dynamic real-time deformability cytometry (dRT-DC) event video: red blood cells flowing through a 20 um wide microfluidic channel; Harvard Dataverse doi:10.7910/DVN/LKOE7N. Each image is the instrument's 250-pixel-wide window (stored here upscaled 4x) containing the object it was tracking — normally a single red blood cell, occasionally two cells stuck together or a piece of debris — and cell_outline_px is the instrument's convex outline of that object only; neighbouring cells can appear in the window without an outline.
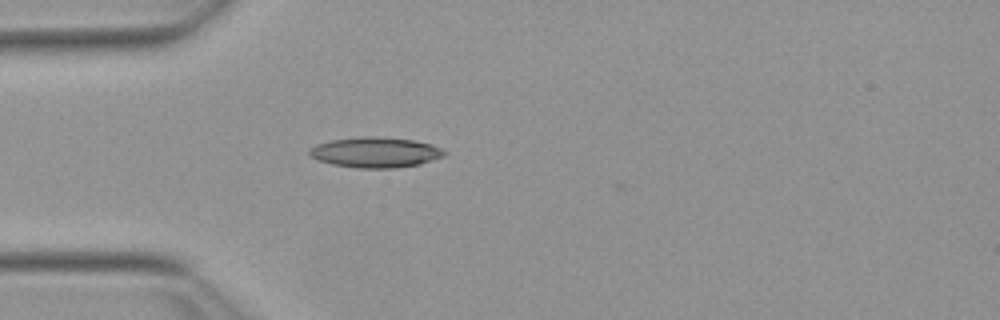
{"species": "Egyptian fruit bat (a non-hibernating species)", "species_latin": "Rousettus aegyptiacus", "temperature_condition": "warm", "stored_images_in_passage": 39, "camera_frame_rate_fps": 3000, "um_per_image_px": 0.085, "animal": {"sex": "female"}, "frame": {"image": 1, "passage_image": 1, "time_ms": 0.0, "image_size_px": [1000, 320], "cell_outline_px": [[448, 152], [444, 156], [420, 164], [392, 168], [356, 168], [332, 164], [320, 160], [312, 156], [308, 152], [316, 144], [332, 140], [360, 136], [380, 136], [412, 140], [432, 144]], "centroid_in_image_um": [31.94, 12.94], "position_along_channel_um": 53.1, "area_um2": 23.81}}
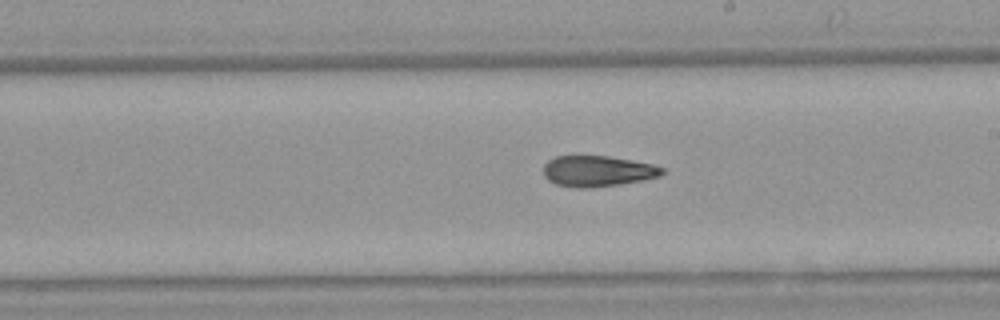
{"frame": {"image": 2, "passage_image": 16, "time_ms": 5.0, "image_size_px": [1000, 320], "cell_outline_px": [[664, 172], [660, 176], [644, 180], [620, 184], [592, 188], [576, 188], [556, 184], [548, 180], [544, 176], [544, 164], [548, 160], [556, 156], [608, 156], [632, 160], [652, 164], [664, 168]], "centroid_in_image_um": [50.79, 14.55], "position_along_channel_um": 238.2, "area_um2": 21.44}}
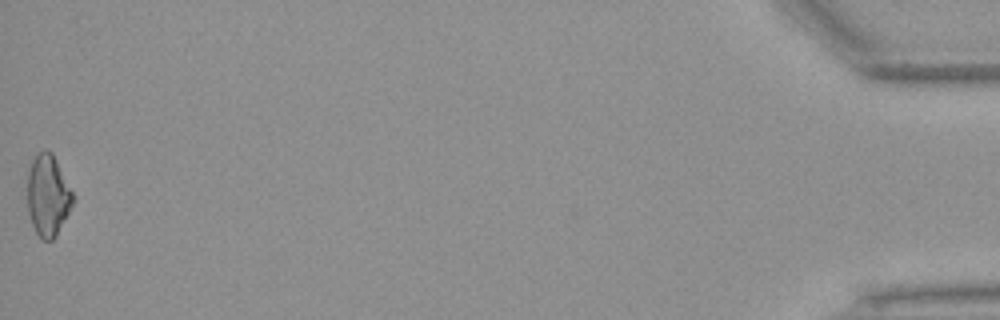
{"frame": {"image": 3, "passage_image": 39, "time_ms": 12.667, "image_size_px": [1000, 320], "cell_outline_px": [[76, 196], [56, 236], [52, 240], [44, 240], [36, 232], [32, 224], [28, 212], [28, 168], [36, 152], [44, 148], [52, 152]], "centroid_in_image_um": [4.08, 16.55], "position_along_channel_um": 431.1, "area_um2": 21.73}, "authors_computed_cell_mechanics": {"area_um2": 21.7328, "velocity_mm_per_s": 3.8513, "shape_relaxation_time_tau1_ms": null, "shape_relaxation_time_tau2_ms": 4.0721, "deformation_change_tau1": null, "deformation_change_tau2": 0.1239}}